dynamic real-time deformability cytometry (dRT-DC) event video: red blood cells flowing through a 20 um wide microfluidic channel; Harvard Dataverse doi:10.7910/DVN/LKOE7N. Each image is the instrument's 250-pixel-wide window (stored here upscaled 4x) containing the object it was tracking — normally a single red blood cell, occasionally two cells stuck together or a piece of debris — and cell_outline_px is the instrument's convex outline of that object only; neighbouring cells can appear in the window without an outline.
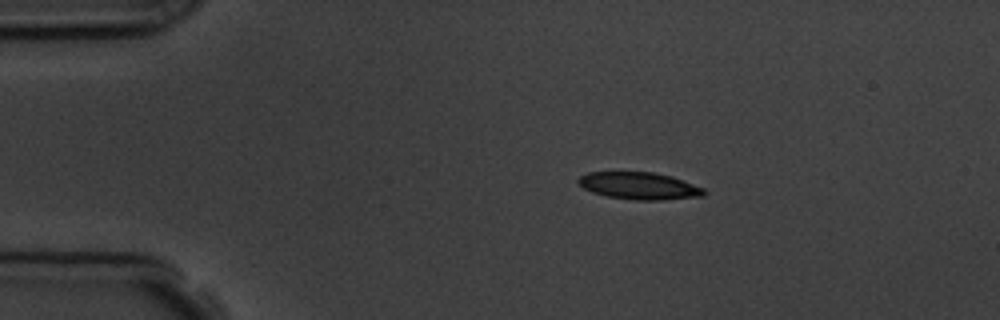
{"species": "common noctule bat (a hibernating species)", "species_latin": "Nyctalus noctula", "temperature_condition": "room temperature", "stored_images_in_passage": 3, "camera_frame_rate_fps": 3000, "um_per_image_px": 0.085, "animal": {"sex": "male", "body_mass_g": 19.5, "forearm_length_mm": 54.6}, "frame": {"image": 1, "passage_image": 2, "time_ms": 1.0, "image_size_px": [1000, 320], "cell_outline_px": [[708, 192], [704, 196], [664, 200], [636, 200], [608, 196], [592, 192], [584, 188], [576, 180], [580, 176], [588, 172], [652, 172], [672, 176], [704, 188]], "centroid_in_image_um": [54.37, 15.8], "position_along_channel_um": 30.6, "area_um2": 19.94}}